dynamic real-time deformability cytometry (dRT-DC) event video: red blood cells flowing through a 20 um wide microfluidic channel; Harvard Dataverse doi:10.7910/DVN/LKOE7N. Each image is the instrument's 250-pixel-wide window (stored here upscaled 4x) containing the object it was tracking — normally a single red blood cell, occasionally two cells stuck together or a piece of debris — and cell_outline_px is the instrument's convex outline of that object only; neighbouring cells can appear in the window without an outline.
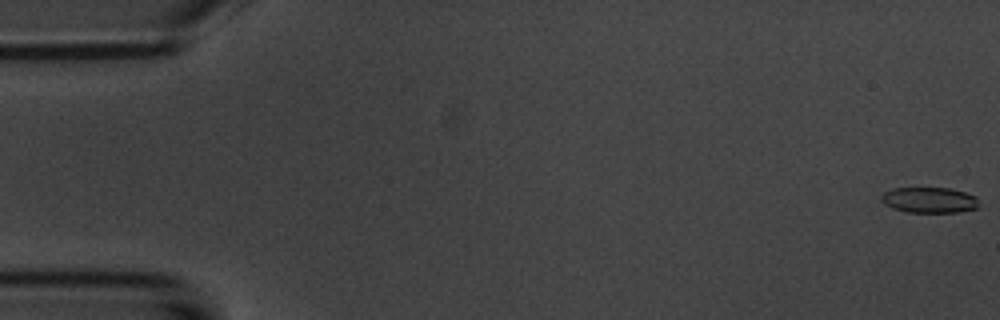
{"species": "common noctule bat (a hibernating species)", "species_latin": "Nyctalus noctula", "temperature_condition": "room temperature", "stored_images_in_passage": 55, "camera_frame_rate_fps": 3000, "um_per_image_px": 0.085, "animal": {"sex": "male", "body_mass_g": 20.1, "forearm_length_mm": 53.5}, "frame": {"image": 1, "passage_image": 1, "time_ms": 0.0, "image_size_px": [1000, 320], "cell_outline_px": [[980, 208], [960, 212], [908, 212], [892, 208], [884, 204], [880, 200], [880, 196], [884, 192], [892, 188], [948, 188], [964, 192], [976, 196]], "centroid_in_image_um": [78.99, 17.01], "position_along_channel_um": 6.0, "area_um2": 14.74}}
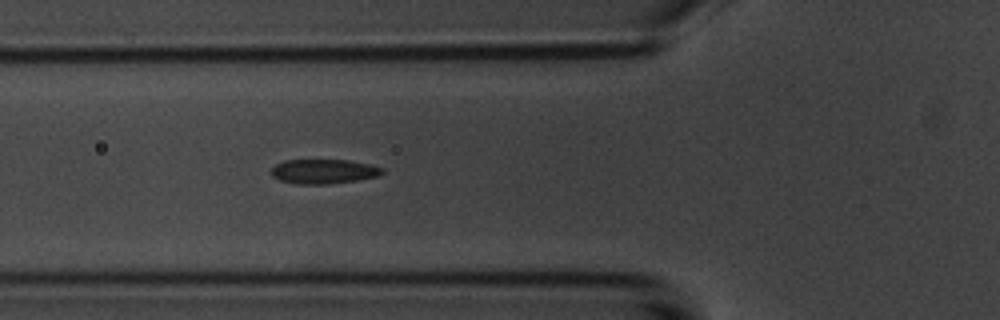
{"frame": {"image": 2, "passage_image": 20, "time_ms": 6.333, "image_size_px": [1000, 320], "cell_outline_px": [[384, 172], [380, 176], [356, 180], [328, 184], [296, 184], [280, 180], [272, 176], [272, 168], [276, 164], [284, 160], [348, 160], [372, 164], [384, 168]], "centroid_in_image_um": [27.55, 14.57], "position_along_channel_um": 98.2, "area_um2": 15.95}}
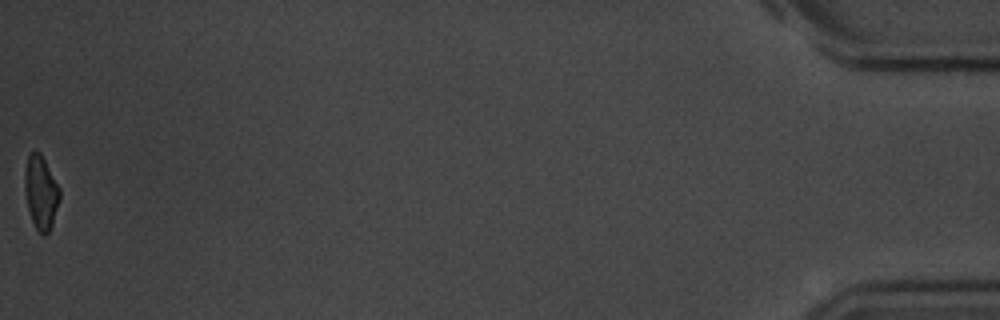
{"frame": {"image": 3, "passage_image": 55, "time_ms": 18.0, "image_size_px": [1000, 320], "cell_outline_px": [[60, 200], [52, 224], [48, 232], [44, 236], [36, 228], [32, 220], [28, 208], [24, 188], [24, 172], [28, 156], [32, 148], [40, 152], [60, 188]], "centroid_in_image_um": [3.47, 16.31], "position_along_channel_um": 431.7, "area_um2": 15.03}, "authors_computed_cell_mechanics": {"area_um2": 16.184, "velocity_mm_per_s": 3.7137, "shape_relaxation_time_tau1_ms": 4.2235, "shape_relaxation_time_tau2_ms": 3.8736, "deformation_change_tau1": 0.1328, "deformation_change_tau2": 0.0842}}